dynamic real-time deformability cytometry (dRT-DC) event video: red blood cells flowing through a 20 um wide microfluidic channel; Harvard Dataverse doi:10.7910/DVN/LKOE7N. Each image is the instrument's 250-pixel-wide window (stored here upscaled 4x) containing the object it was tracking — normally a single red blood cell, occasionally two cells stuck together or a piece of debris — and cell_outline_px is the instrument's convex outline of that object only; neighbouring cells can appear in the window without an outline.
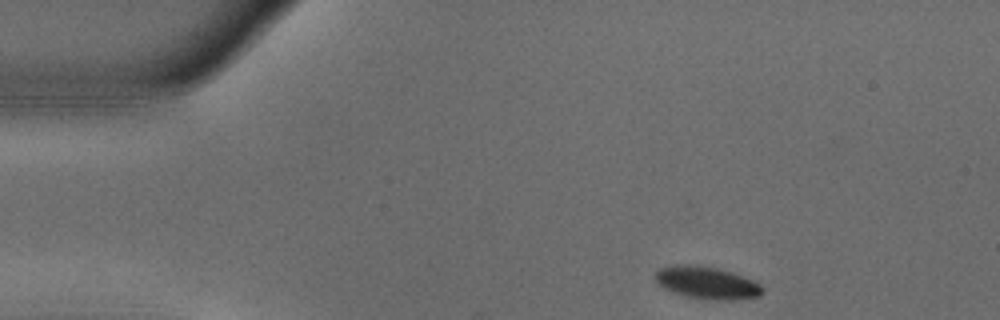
{"species": "common noctule bat (a hibernating species)", "species_latin": "Nyctalus noctula", "temperature_condition": "warm", "stored_images_in_passage": 47, "camera_frame_rate_fps": 3000, "um_per_image_px": 0.085, "animal": {"sex": "male", "body_mass_g": 18.8}, "frame": {"image": 1, "passage_image": 1, "time_ms": 0.0, "image_size_px": [1000, 320], "cell_outline_px": [[764, 292], [760, 296], [732, 300], [708, 300], [684, 296], [672, 292], [664, 288], [656, 280], [656, 272], [660, 268], [676, 264], [716, 268], [732, 272], [752, 280], [760, 284], [764, 288]], "centroid_in_image_um": [60.11, 24.06], "position_along_channel_um": 24.9, "area_um2": 20.06}}
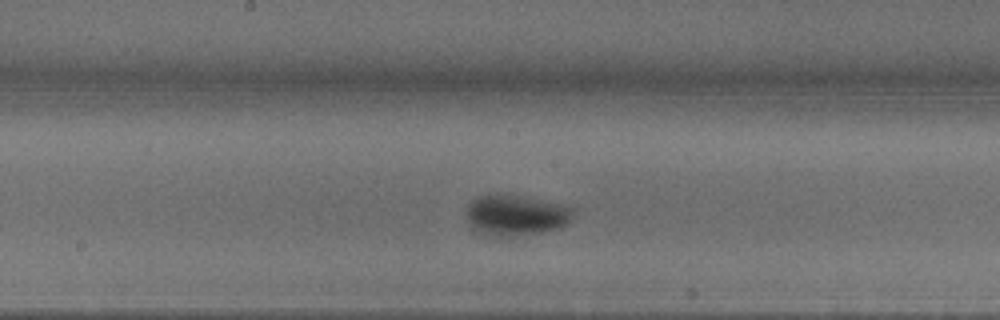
{"frame": {"image": 2, "passage_image": 21, "time_ms": 6.667, "image_size_px": [1000, 320], "cell_outline_px": [[572, 216], [568, 224], [560, 228], [544, 232], [508, 236], [492, 236], [476, 232], [468, 224], [468, 204], [472, 200], [480, 196], [496, 192], [520, 196], [564, 204], [572, 208]], "centroid_in_image_um": [43.83, 18.28], "position_along_channel_um": 204.4, "area_um2": 25.55}}
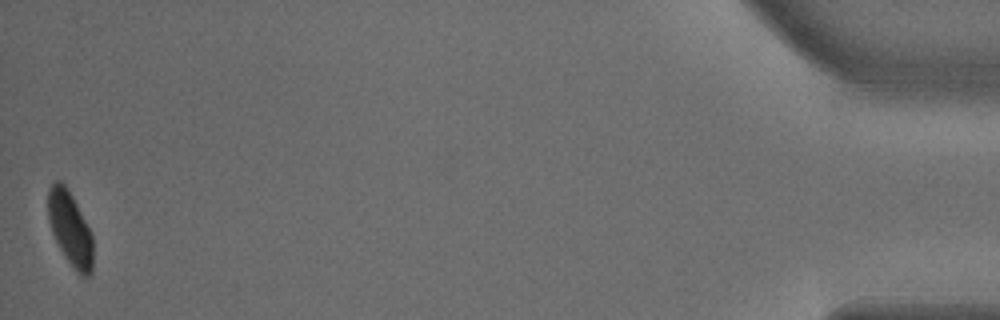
{"frame": {"image": 3, "passage_image": 47, "time_ms": 15.333, "image_size_px": [1000, 320], "cell_outline_px": [[92, 272], [84, 280], [76, 272], [64, 256], [52, 232], [48, 220], [48, 188], [56, 180], [60, 180], [68, 188], [92, 236]], "centroid_in_image_um": [5.95, 19.47], "position_along_channel_um": 429.3, "area_um2": 19.25}, "authors_computed_cell_mechanics": {"area_um2": 22.1952, "velocity_mm_per_s": 3.6842, "shape_relaxation_time_tau1_ms": 4.3593, "shape_relaxation_time_tau2_ms": null, "deformation_change_tau1": 0.1508, "deformation_change_tau2": null}}